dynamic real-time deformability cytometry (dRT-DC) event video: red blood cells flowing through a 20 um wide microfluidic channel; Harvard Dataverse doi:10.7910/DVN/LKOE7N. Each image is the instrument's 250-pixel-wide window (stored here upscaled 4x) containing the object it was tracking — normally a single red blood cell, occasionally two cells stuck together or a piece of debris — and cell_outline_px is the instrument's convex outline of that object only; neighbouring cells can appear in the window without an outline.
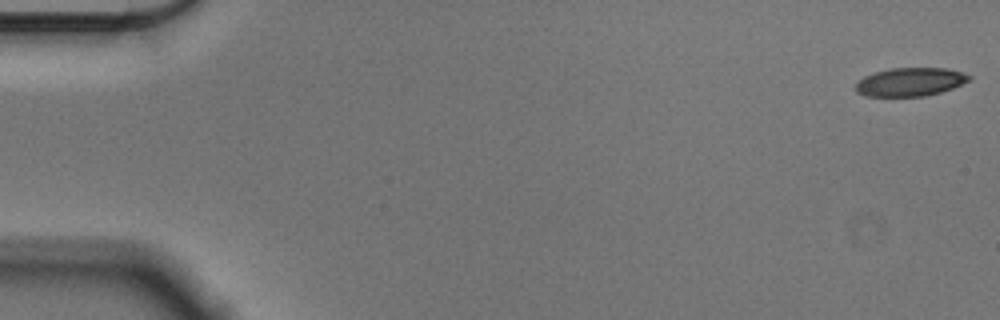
{"species": "Egyptian fruit bat (a non-hibernating species)", "species_latin": "Rousettus aegyptiacus", "temperature_condition": "cold", "stored_images_in_passage": 18, "camera_frame_rate_fps": 3000, "um_per_image_px": 0.085, "animal": {"sex": "male"}, "frame": {"image": 1, "passage_image": 1, "time_ms": 0.0, "image_size_px": [1000, 320], "cell_outline_px": [[972, 80], [952, 88], [940, 92], [924, 96], [868, 96], [856, 92], [856, 84], [864, 76], [876, 72], [892, 68], [948, 68], [972, 76]], "centroid_in_image_um": [77.4, 6.96], "position_along_channel_um": 7.6, "area_um2": 18.67}}
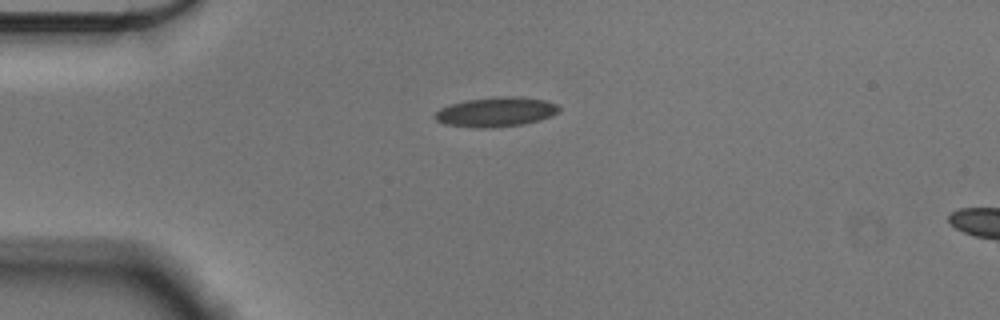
{"frame": {"image": 2, "passage_image": 14, "time_ms": 4.333, "image_size_px": [1000, 320], "cell_outline_px": [[560, 108], [552, 116], [540, 120], [524, 124], [492, 128], [476, 128], [444, 124], [436, 120], [432, 116], [440, 108], [452, 104], [468, 100], [504, 96], [516, 96], [544, 100], [556, 104]], "centroid_in_image_um": [42.14, 9.53], "position_along_channel_um": 42.9, "area_um2": 21.33}}